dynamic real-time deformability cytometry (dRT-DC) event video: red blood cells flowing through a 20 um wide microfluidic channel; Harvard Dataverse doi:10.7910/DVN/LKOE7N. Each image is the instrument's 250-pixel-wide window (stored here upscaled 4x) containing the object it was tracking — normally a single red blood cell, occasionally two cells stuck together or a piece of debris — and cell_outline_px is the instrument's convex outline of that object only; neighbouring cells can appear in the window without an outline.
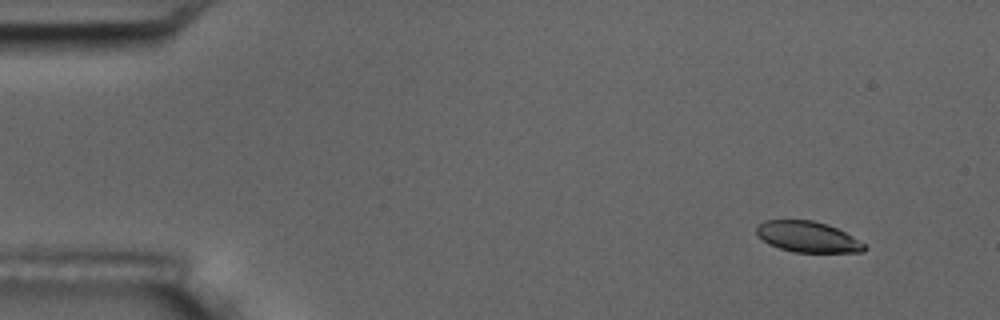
{"species": "common noctule bat (a hibernating species)", "species_latin": "Nyctalus noctula", "temperature_condition": "room temperature", "stored_images_in_passage": 8, "camera_frame_rate_fps": 3000, "um_per_image_px": 0.085, "animal": {"sex": "male", "body_mass_g": 17.5, "forearm_length_mm": 52.3}, "frame": {"image": 1, "passage_image": 1, "time_ms": 0.0, "image_size_px": [1000, 320], "cell_outline_px": [[868, 248], [864, 252], [792, 252], [768, 244], [756, 236], [756, 228], [764, 220], [812, 220], [828, 224], [852, 236], [864, 244]], "centroid_in_image_um": [68.63, 20.13], "position_along_channel_um": 16.4, "area_um2": 19.42}}
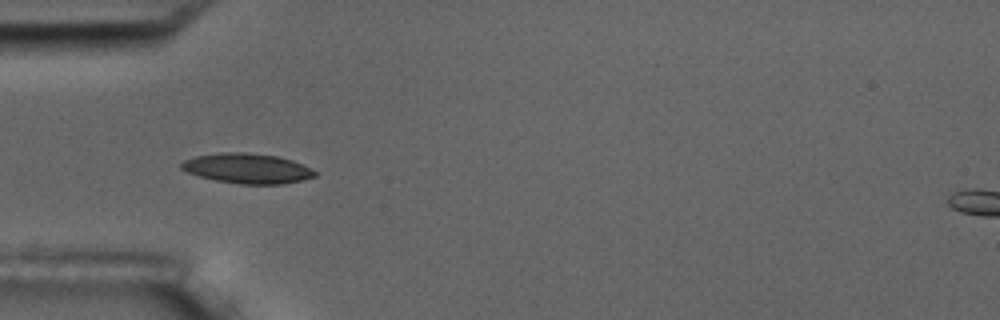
{"frame": {"image": 2, "passage_image": 5, "time_ms": 4.333, "image_size_px": [1000, 320], "cell_outline_px": [[316, 176], [300, 180], [280, 184], [240, 184], [216, 180], [200, 176], [188, 172], [180, 168], [180, 164], [184, 160], [196, 156], [220, 152], [248, 152], [276, 156], [292, 160], [316, 172]], "centroid_in_image_um": [20.98, 14.3], "position_along_channel_um": 64.0, "area_um2": 23.06}}
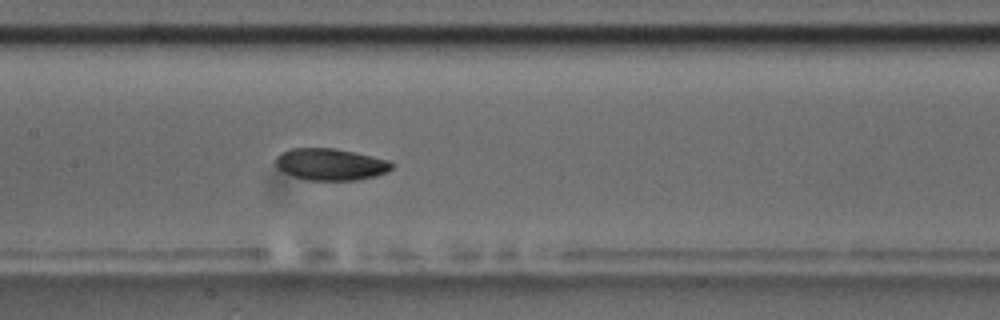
{"frame": {"image": 3, "passage_image": 8, "time_ms": 7.667, "image_size_px": [1000, 320], "cell_outline_px": [[392, 168], [388, 172], [376, 176], [356, 180], [304, 180], [292, 176], [276, 168], [276, 156], [280, 152], [292, 148], [336, 148], [388, 160], [392, 164]], "centroid_in_image_um": [28.06, 13.97], "position_along_channel_um": 179.3, "area_um2": 21.62}}